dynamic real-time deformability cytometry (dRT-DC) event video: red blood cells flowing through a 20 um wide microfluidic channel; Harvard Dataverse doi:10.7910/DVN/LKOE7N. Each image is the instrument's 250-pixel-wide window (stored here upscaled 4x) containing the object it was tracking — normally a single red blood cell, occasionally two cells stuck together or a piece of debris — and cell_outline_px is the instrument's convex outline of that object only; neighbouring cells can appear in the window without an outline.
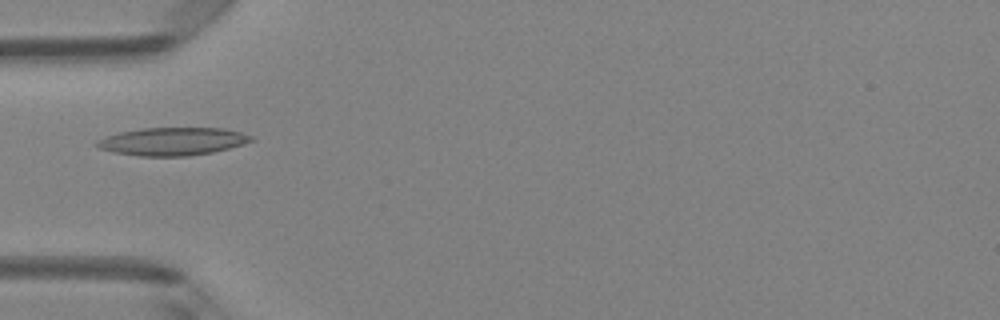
{"species": "Egyptian fruit bat (a non-hibernating species)", "species_latin": "Rousettus aegyptiacus", "temperature_condition": "room temperature", "stored_images_in_passage": 6, "camera_frame_rate_fps": 3000, "um_per_image_px": 0.085, "animal": {"sex": "female"}, "frame": {"image": 1, "passage_image": 5, "time_ms": 1.333, "image_size_px": [1000, 320], "cell_outline_px": [[256, 140], [244, 144], [212, 152], [188, 156], [140, 156], [112, 152], [100, 148], [92, 144], [96, 140], [120, 132], [140, 128], [224, 128], [240, 132], [252, 136]], "centroid_in_image_um": [14.65, 12.02], "position_along_channel_um": 70.3, "area_um2": 25.14}}
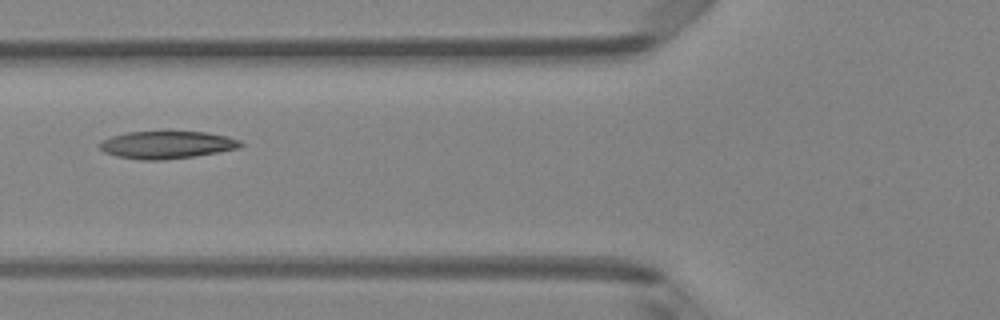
{"frame": {"image": 2, "passage_image": 6, "time_ms": 1.667, "image_size_px": [1000, 320], "cell_outline_px": [[244, 144], [240, 148], [192, 156], [160, 160], [140, 160], [116, 156], [104, 152], [100, 148], [100, 140], [112, 136], [128, 132], [168, 128], [204, 132], [228, 136], [240, 140]], "centroid_in_image_um": [14.17, 12.25], "position_along_channel_um": 111.6, "area_um2": 23.52}}